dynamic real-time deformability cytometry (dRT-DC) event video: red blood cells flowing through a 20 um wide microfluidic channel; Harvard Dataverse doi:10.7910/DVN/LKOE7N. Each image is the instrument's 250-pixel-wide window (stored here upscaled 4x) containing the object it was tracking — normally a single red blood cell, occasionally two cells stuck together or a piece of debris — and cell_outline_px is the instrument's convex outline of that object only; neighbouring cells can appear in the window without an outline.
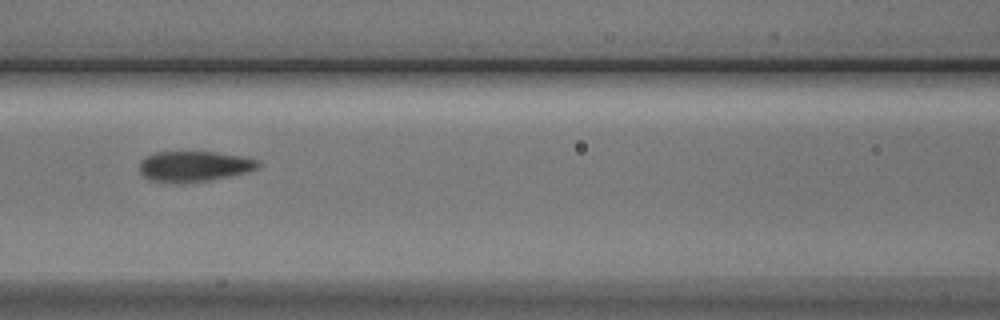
{"species": "Egyptian fruit bat (a non-hibernating species)", "species_latin": "Rousettus aegyptiacus", "temperature_condition": "cold", "stored_images_in_passage": 8, "camera_frame_rate_fps": 3000, "um_per_image_px": 0.085, "animal": {"sex": "male"}, "frame": {"image": 1, "passage_image": 7, "time_ms": 7.667, "image_size_px": [1000, 320], "cell_outline_px": [[260, 164], [256, 168], [248, 172], [208, 180], [176, 184], [148, 180], [140, 172], [140, 160], [152, 152], [216, 152], [244, 156], [260, 160]], "centroid_in_image_um": [16.48, 14.13], "position_along_channel_um": 150.1, "area_um2": 21.33}}
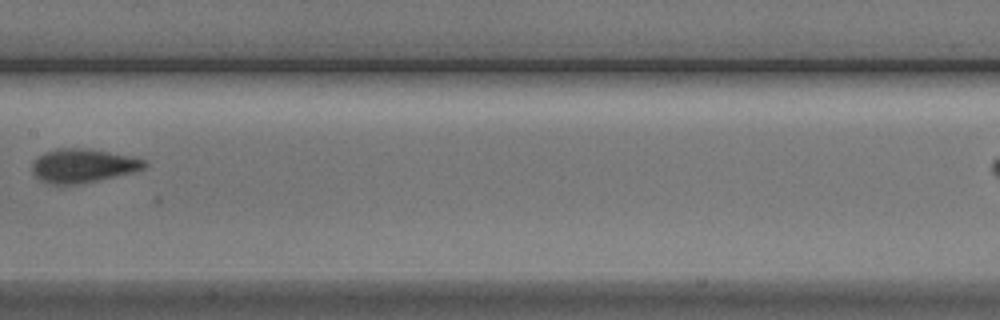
{"frame": {"image": 2, "passage_image": 8, "time_ms": 9.0, "image_size_px": [1000, 320], "cell_outline_px": [[148, 164], [144, 168], [132, 172], [80, 184], [52, 184], [40, 180], [32, 172], [32, 160], [36, 156], [44, 152], [56, 148], [84, 148], [108, 152], [144, 160]], "centroid_in_image_um": [6.97, 14.08], "position_along_channel_um": 200.4, "area_um2": 21.91}}